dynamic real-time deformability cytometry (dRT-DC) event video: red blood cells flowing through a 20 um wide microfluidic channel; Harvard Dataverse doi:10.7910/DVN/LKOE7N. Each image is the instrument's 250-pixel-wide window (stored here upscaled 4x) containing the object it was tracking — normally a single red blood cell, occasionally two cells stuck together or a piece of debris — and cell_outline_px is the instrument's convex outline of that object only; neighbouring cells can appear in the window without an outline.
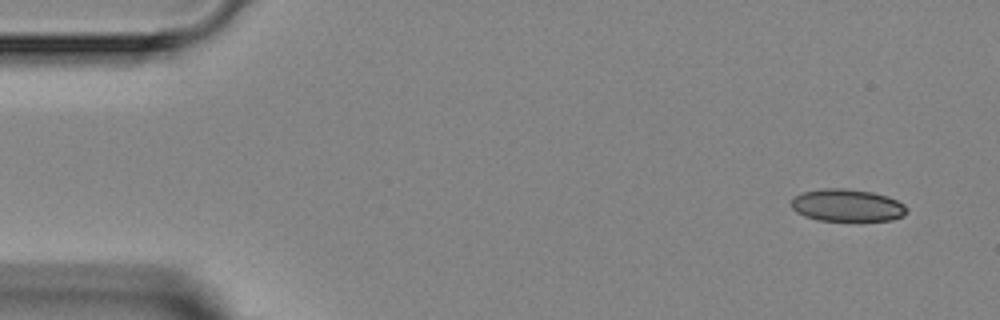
{"species": "Egyptian fruit bat (a non-hibernating species)", "species_latin": "Rousettus aegyptiacus", "temperature_condition": "room temperature", "stored_images_in_passage": 5, "camera_frame_rate_fps": 3000, "um_per_image_px": 0.085, "animal": {"sex": "female"}, "frame": {"image": 1, "passage_image": 1, "time_ms": 0.0, "image_size_px": [1000, 320], "cell_outline_px": [[908, 212], [904, 216], [892, 220], [816, 220], [804, 216], [796, 212], [792, 208], [792, 196], [800, 192], [820, 188], [848, 188], [872, 192], [888, 196], [904, 204], [908, 208]], "centroid_in_image_um": [71.99, 17.44], "position_along_channel_um": 13.0, "area_um2": 22.08}}
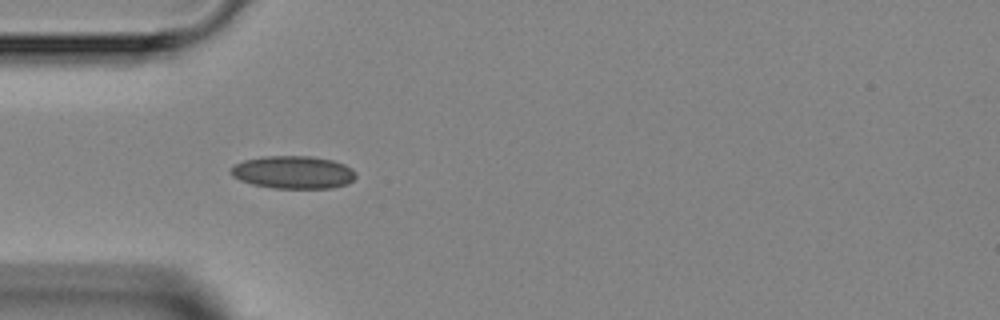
{"frame": {"image": 2, "passage_image": 4, "time_ms": 3.667, "image_size_px": [1000, 320], "cell_outline_px": [[356, 176], [348, 184], [332, 188], [272, 188], [252, 184], [240, 180], [232, 176], [228, 172], [228, 168], [244, 160], [260, 156], [312, 156], [332, 160], [344, 164], [352, 168], [356, 172]], "centroid_in_image_um": [24.9, 14.64], "position_along_channel_um": 60.1, "area_um2": 24.16}}
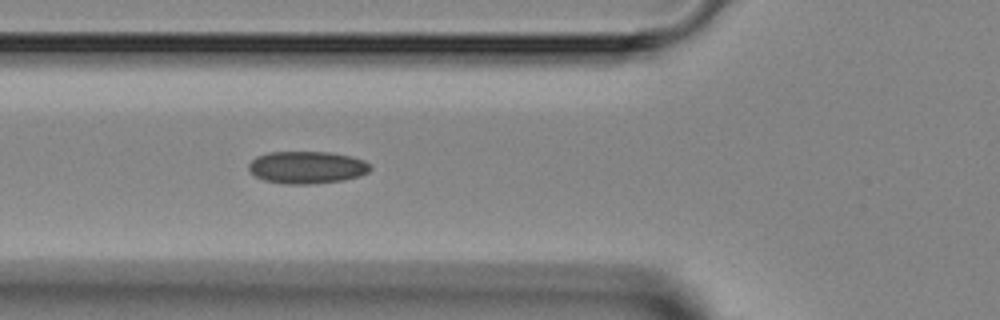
{"frame": {"image": 3, "passage_image": 5, "time_ms": 4.667, "image_size_px": [1000, 320], "cell_outline_px": [[372, 168], [368, 172], [360, 176], [344, 180], [312, 184], [284, 184], [264, 180], [248, 172], [248, 164], [256, 156], [268, 152], [328, 152], [352, 156], [364, 160]], "centroid_in_image_um": [26.07, 14.23], "position_along_channel_um": 99.7, "area_um2": 23.12}}